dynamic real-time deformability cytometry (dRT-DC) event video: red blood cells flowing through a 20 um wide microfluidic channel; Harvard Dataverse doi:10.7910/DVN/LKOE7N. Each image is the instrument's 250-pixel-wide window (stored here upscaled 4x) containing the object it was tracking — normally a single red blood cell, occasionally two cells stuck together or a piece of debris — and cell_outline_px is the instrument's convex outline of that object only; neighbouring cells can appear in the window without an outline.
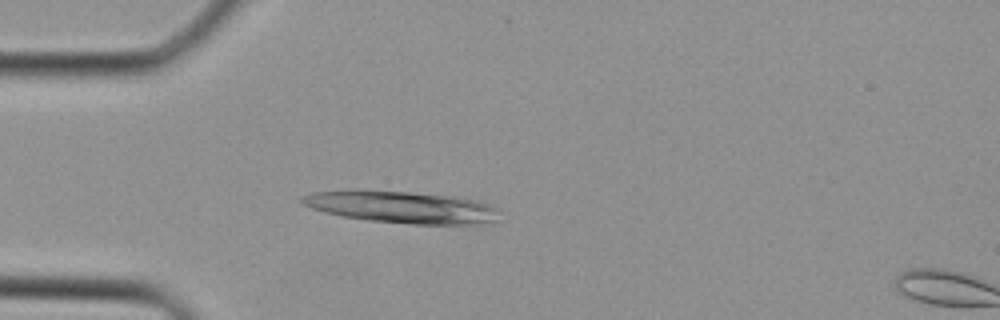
{"species": "Egyptian fruit bat (a non-hibernating species)", "species_latin": "Rousettus aegyptiacus", "temperature_condition": "cold", "stored_images_in_passage": 34, "camera_frame_rate_fps": 3000, "um_per_image_px": 0.085, "animal": {"sex": "female"}, "frame": {"image": 1, "passage_image": 6, "time_ms": 1.667, "image_size_px": [1000, 320], "cell_outline_px": [[496, 220], [484, 224], [412, 224], [368, 220], [344, 216], [324, 212], [312, 208], [304, 204], [300, 200], [300, 196], [312, 192], [348, 188], [360, 188], [412, 192], [460, 196], [476, 200], [488, 204], [496, 208]], "centroid_in_image_um": [34.07, 17.56], "position_along_channel_um": 50.9, "area_um2": 37.51}}
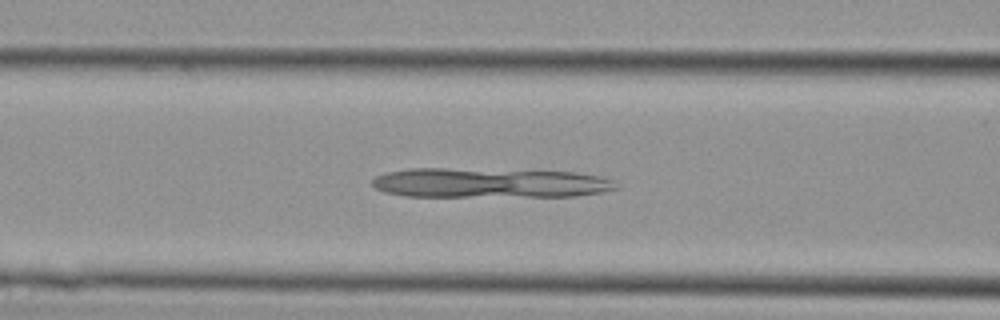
{"frame": {"image": 2, "passage_image": 11, "time_ms": 3.333, "image_size_px": [1000, 320], "cell_outline_px": [[616, 188], [604, 192], [572, 196], [404, 196], [384, 192], [376, 188], [372, 184], [372, 180], [376, 176], [388, 172], [408, 168], [444, 168], [576, 172], [600, 176], [612, 180]], "centroid_in_image_um": [41.58, 15.54], "position_along_channel_um": 125.0, "area_um2": 42.08}}